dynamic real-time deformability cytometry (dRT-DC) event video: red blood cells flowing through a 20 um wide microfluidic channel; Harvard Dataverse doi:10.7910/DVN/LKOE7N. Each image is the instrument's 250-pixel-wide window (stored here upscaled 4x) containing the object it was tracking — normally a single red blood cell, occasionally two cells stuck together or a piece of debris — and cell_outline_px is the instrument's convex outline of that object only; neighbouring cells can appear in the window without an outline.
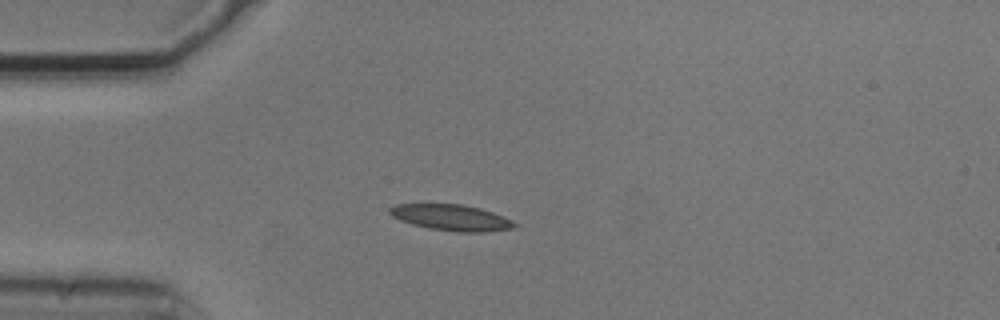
{"species": "common noctule bat (a hibernating species)", "species_latin": "Nyctalus noctula", "temperature_condition": "cold", "stored_images_in_passage": 4, "camera_frame_rate_fps": 3000, "um_per_image_px": 0.085, "animal": {"sex": "male", "body_mass_g": 20.5, "forearm_length_mm": 52.5}, "frame": {"image": 1, "passage_image": 4, "time_ms": 1.0, "image_size_px": [1000, 320], "cell_outline_px": [[520, 224], [512, 228], [484, 232], [456, 232], [428, 228], [412, 224], [400, 220], [392, 216], [388, 212], [388, 208], [396, 204], [464, 204], [480, 208], [492, 212], [512, 220]], "centroid_in_image_um": [38.36, 18.49], "position_along_channel_um": 46.6, "area_um2": 19.02}}